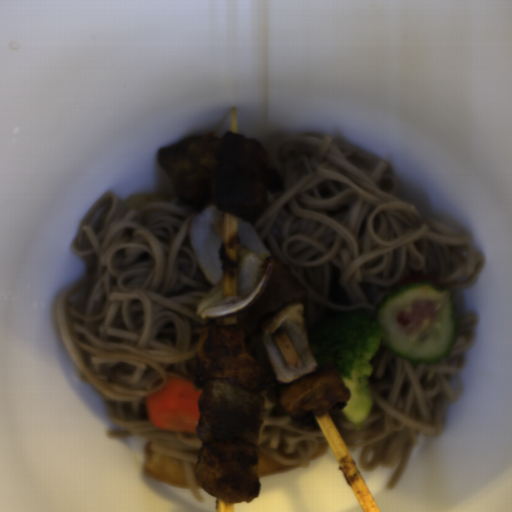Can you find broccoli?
<instances>
[{
	"label": "broccoli",
	"instance_id": "broccoli-1",
	"mask_svg": "<svg viewBox=\"0 0 512 512\" xmlns=\"http://www.w3.org/2000/svg\"><path fill=\"white\" fill-rule=\"evenodd\" d=\"M382 333L376 322L355 310L318 320L306 331L316 368L323 364L338 368L350 393L348 400L338 405L342 416L358 429L372 411L367 379Z\"/></svg>",
	"mask_w": 512,
	"mask_h": 512
}]
</instances>
